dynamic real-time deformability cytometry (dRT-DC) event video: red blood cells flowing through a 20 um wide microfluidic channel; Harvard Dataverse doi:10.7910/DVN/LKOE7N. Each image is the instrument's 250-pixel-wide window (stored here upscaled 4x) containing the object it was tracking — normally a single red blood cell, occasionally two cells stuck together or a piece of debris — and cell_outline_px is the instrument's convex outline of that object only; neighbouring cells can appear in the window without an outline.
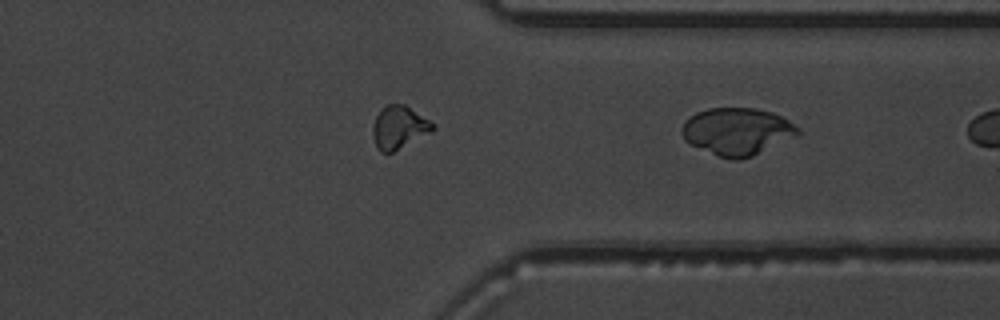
{"species": "common noctule bat (a hibernating species)", "species_latin": "Nyctalus noctula", "temperature_condition": "warm", "stored_images_in_passage": 39, "segment_of_instrument_passage": [2, 2], "camera_frame_rate_fps": 3000, "um_per_image_px": 0.085, "animal": {"sex": "male", "body_mass_g": 19.5, "forearm_length_mm": 54.6}, "frame": {"image": 1, "passage_image": 39, "time_ms": 12.667, "image_size_px": [1000, 320], "cell_outline_px": [[800, 136], [752, 156], [740, 160], [732, 160], [720, 156], [688, 144], [684, 140], [680, 132], [680, 128], [696, 112], [708, 108], [756, 108], [772, 112], [788, 120], [800, 128]], "centroid_in_image_um": [62.69, 11.18], "position_along_channel_um": 348.7, "area_um2": 32.25}}